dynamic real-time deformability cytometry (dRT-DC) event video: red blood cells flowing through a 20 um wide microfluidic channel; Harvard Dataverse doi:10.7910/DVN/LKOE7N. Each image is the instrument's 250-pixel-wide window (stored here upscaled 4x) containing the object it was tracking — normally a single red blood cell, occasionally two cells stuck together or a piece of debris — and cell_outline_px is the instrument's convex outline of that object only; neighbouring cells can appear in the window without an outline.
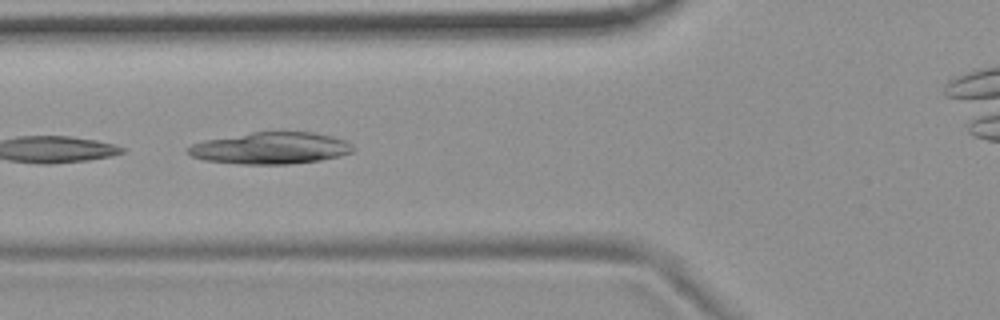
{"species": "common noctule bat (a hibernating species)", "species_latin": "Nyctalus noctula", "temperature_condition": "room temperature", "stored_images_in_passage": 5, "camera_frame_rate_fps": 3000, "um_per_image_px": 0.085, "animal": {"sex": "female", "body_mass_g": 19.9}, "frame": {"image": 1, "passage_image": 5, "time_ms": 1.333, "image_size_px": [1000, 320], "cell_outline_px": [[356, 148], [352, 152], [340, 156], [320, 160], [288, 164], [240, 164], [204, 160], [192, 156], [188, 152], [188, 148], [192, 144], [204, 140], [252, 132], [312, 132], [332, 136], [344, 140], [352, 144]], "centroid_in_image_um": [23.03, 12.59], "position_along_channel_um": 102.8, "area_um2": 30.46}}